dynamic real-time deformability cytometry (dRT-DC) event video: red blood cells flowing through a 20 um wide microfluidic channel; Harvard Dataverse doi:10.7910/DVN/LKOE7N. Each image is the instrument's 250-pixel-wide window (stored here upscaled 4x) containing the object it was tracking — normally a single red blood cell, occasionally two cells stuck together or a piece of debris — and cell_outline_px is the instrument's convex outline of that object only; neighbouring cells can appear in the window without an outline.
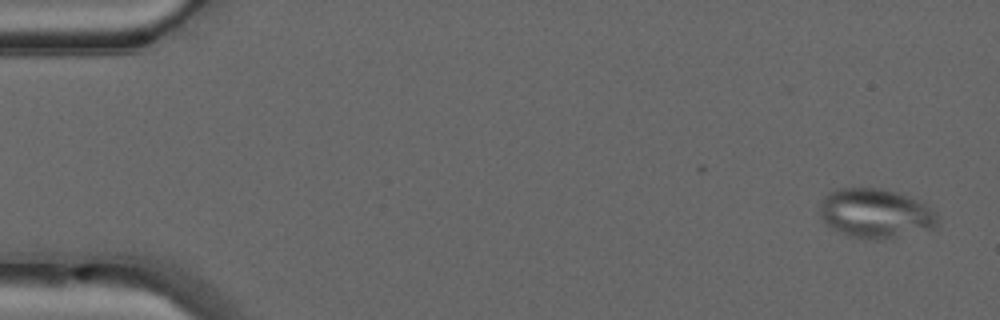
{"species": "common noctule bat (a hibernating species)", "species_latin": "Nyctalus noctula", "temperature_condition": "warm", "stored_images_in_passage": 48, "camera_frame_rate_fps": 3000, "um_per_image_px": 0.085, "animal": {"sex": "male", "forearm_length_mm": 52.5}, "frame": {"image": 1, "passage_image": 1, "time_ms": 0.0, "image_size_px": [1000, 320], "cell_outline_px": [[940, 224], [936, 228], [884, 240], [868, 240], [852, 236], [840, 232], [832, 228], [820, 216], [820, 204], [824, 196], [828, 192], [836, 188], [880, 188], [896, 192], [908, 196], [932, 208], [940, 216]], "centroid_in_image_um": [74.47, 18.15], "position_along_channel_um": 10.5, "area_um2": 34.33}, "authors_computed_cell_mechanics": {"area_um2": 26.9059, "velocity_mm_per_s": 4.1678, "shape_relaxation_time_tau1_ms": null, "shape_relaxation_time_tau2_ms": 1.4848, "deformation_change_tau1": null, "deformation_change_tau2": 0.0681}}